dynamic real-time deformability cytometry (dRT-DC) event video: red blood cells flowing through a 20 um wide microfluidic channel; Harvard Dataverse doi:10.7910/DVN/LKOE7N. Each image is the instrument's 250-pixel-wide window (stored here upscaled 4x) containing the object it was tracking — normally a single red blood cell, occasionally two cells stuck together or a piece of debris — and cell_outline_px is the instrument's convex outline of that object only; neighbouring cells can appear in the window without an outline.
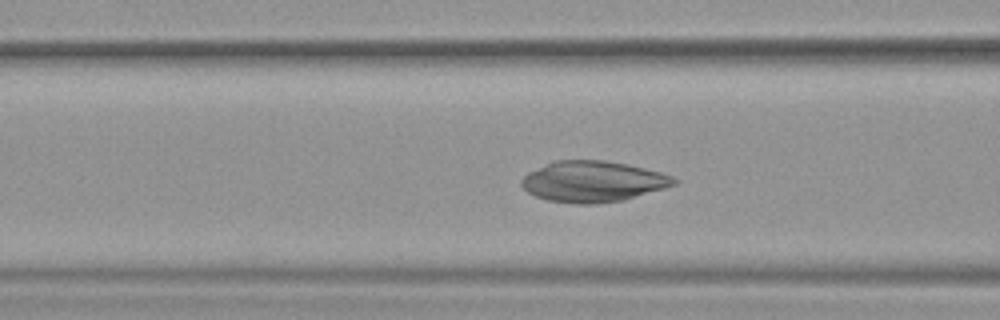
{"species": "common noctule bat (a hibernating species)", "species_latin": "Nyctalus noctula", "temperature_condition": "warm", "stored_images_in_passage": 52, "camera_frame_rate_fps": 3000, "um_per_image_px": 0.085, "animal": {"sex": "female", "body_mass_g": 19.9}, "frame": {"image": 1, "passage_image": 20, "time_ms": 6.333, "image_size_px": [1000, 320], "cell_outline_px": [[680, 180], [676, 184], [664, 188], [624, 200], [596, 204], [576, 204], [548, 200], [536, 196], [528, 192], [520, 184], [520, 180], [528, 172], [556, 160], [604, 160], [628, 164], [660, 172], [672, 176]], "centroid_in_image_um": [50.41, 15.43], "position_along_channel_um": 116.2, "area_um2": 36.36}}
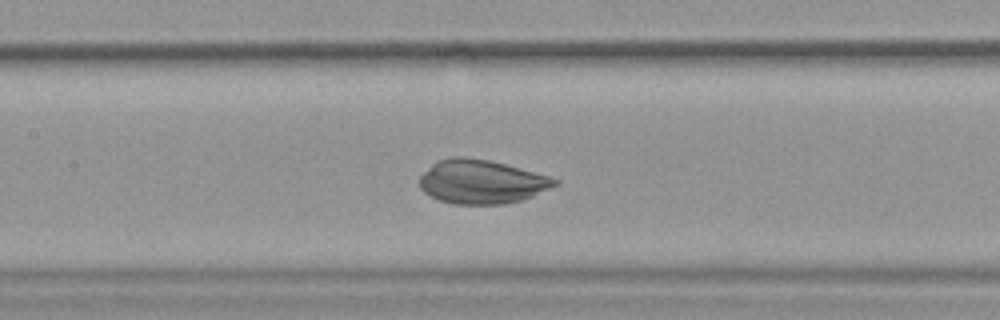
{"frame": {"image": 2, "passage_image": 24, "time_ms": 7.667, "image_size_px": [1000, 320], "cell_outline_px": [[560, 184], [532, 196], [520, 200], [504, 204], [456, 204], [440, 200], [424, 192], [420, 188], [420, 176], [432, 164], [440, 160], [452, 156], [464, 156], [488, 160], [520, 168], [548, 176], [560, 180]], "centroid_in_image_um": [40.94, 15.44], "position_along_channel_um": 166.5, "area_um2": 34.33}}
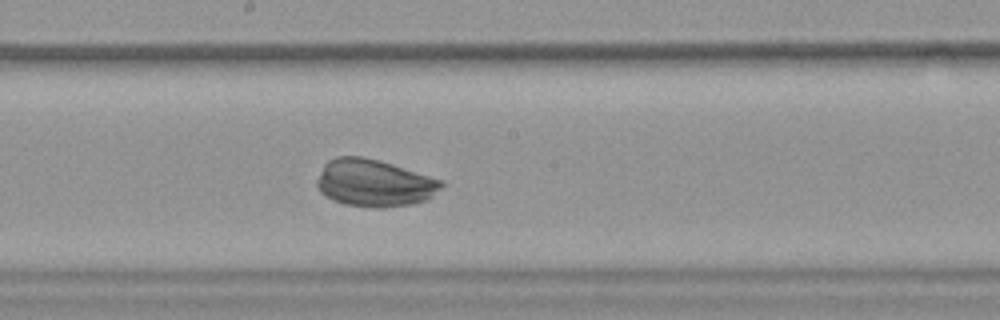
{"frame": {"image": 3, "passage_image": 28, "time_ms": 9.0, "image_size_px": [1000, 320], "cell_outline_px": [[444, 184], [428, 200], [412, 204], [384, 208], [372, 208], [344, 204], [332, 200], [320, 192], [316, 184], [316, 180], [324, 164], [328, 160], [336, 156], [360, 156], [392, 164], [444, 180]], "centroid_in_image_um": [31.8, 15.57], "position_along_channel_um": 216.4, "area_um2": 34.45}}